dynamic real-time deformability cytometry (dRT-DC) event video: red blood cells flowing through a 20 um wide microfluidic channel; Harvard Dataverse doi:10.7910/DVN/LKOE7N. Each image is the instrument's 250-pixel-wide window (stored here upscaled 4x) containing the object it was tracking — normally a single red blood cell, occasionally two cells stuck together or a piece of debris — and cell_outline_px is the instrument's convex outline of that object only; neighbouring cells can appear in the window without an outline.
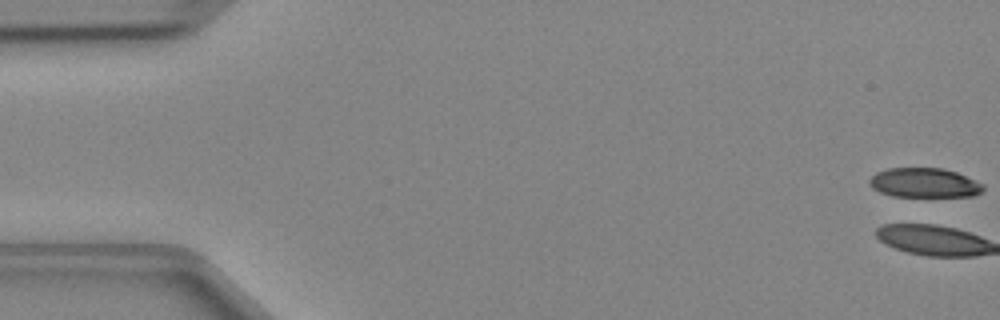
{"species": "Egyptian fruit bat (a non-hibernating species)", "species_latin": "Rousettus aegyptiacus", "temperature_condition": "cold", "stored_images_in_passage": 48, "camera_frame_rate_fps": 3000, "um_per_image_px": 0.085, "animal": {"sex": "female"}, "frame": {"image": 1, "passage_image": 1, "time_ms": 0.0, "image_size_px": [1000, 320], "cell_outline_px": [[984, 188], [980, 192], [972, 196], [892, 196], [880, 192], [872, 188], [868, 184], [868, 180], [876, 172], [888, 168], [944, 168], [956, 172], [984, 184]], "centroid_in_image_um": [78.53, 15.53], "position_along_channel_um": 6.5, "area_um2": 19.54}}